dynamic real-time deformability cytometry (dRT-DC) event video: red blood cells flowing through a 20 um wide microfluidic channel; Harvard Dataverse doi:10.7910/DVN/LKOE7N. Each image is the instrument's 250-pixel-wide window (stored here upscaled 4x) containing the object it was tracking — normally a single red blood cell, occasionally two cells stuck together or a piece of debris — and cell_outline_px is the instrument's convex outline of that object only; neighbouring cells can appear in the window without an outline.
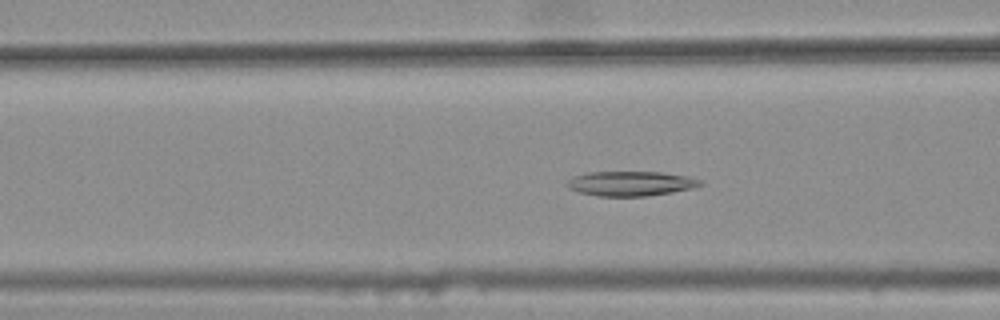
{"species": "common noctule bat (a hibernating species)", "species_latin": "Nyctalus noctula", "temperature_condition": "warm", "stored_images_in_passage": 39, "camera_frame_rate_fps": 3000, "um_per_image_px": 0.085, "animal": {"sex": "female", "body_mass_g": 25.1}, "frame": {"image": 1, "passage_image": 14, "time_ms": 4.333, "image_size_px": [1000, 320], "cell_outline_px": [[704, 184], [692, 188], [672, 192], [648, 196], [596, 196], [580, 192], [568, 188], [568, 180], [576, 176], [588, 172], [660, 172], [688, 176], [700, 180]], "centroid_in_image_um": [53.63, 15.6], "position_along_channel_um": 113.0, "area_um2": 19.02}}
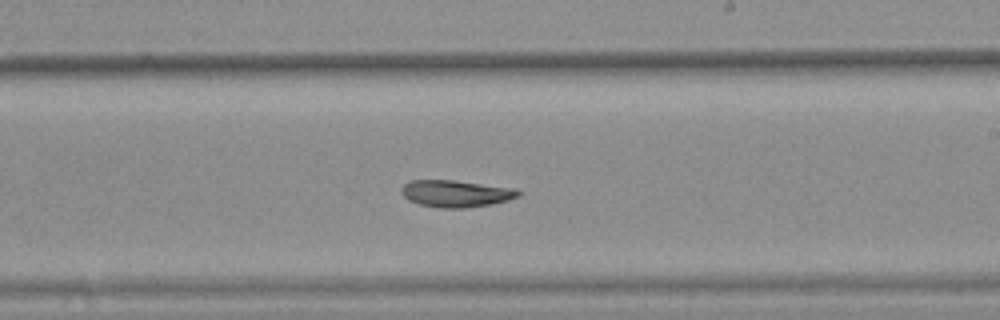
{"frame": {"image": 2, "passage_image": 25, "time_ms": 8.0, "image_size_px": [1000, 320], "cell_outline_px": [[520, 196], [508, 200], [492, 204], [464, 208], [440, 208], [420, 204], [408, 200], [400, 192], [400, 188], [404, 184], [412, 180], [452, 180], [516, 188], [520, 192]], "centroid_in_image_um": [38.75, 16.45], "position_along_channel_um": 250.3, "area_um2": 18.38}}
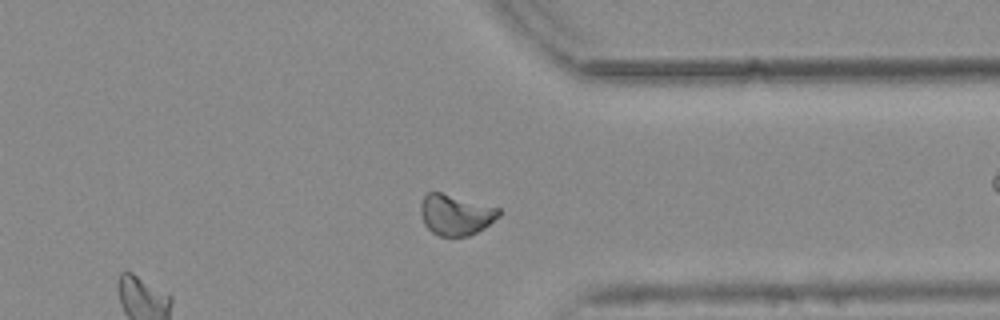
{"frame": {"image": 3, "passage_image": 35, "time_ms": 11.333, "image_size_px": [1000, 320], "cell_outline_px": [[500, 216], [484, 228], [468, 236], [440, 236], [432, 232], [424, 224], [420, 212], [420, 204], [424, 196], [428, 192], [440, 192], [500, 208]], "centroid_in_image_um": [38.72, 18.25], "position_along_channel_um": 372.7, "area_um2": 18.5}, "authors_computed_cell_mechanics": {"area_um2": 18.785, "velocity_mm_per_s": 3.7605, "shape_relaxation_time_tau1_ms": null, "shape_relaxation_time_tau2_ms": 5.8576, "deformation_change_tau1": null, "deformation_change_tau2": 0.1078}}